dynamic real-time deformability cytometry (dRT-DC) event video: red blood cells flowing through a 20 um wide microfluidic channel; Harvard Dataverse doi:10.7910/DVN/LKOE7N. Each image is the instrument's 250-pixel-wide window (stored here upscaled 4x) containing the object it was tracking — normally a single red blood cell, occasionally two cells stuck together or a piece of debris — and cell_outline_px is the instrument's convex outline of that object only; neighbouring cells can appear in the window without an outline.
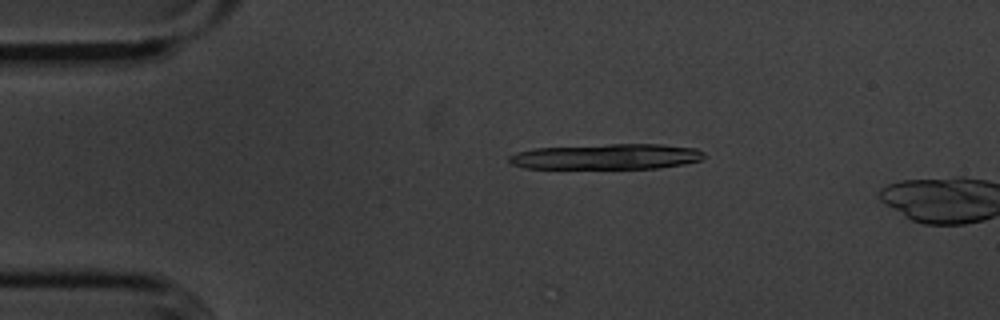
{"species": "common noctule bat (a hibernating species)", "species_latin": "Nyctalus noctula", "temperature_condition": "cold", "stored_images_in_passage": 14, "camera_frame_rate_fps": 3000, "um_per_image_px": 0.085, "animal": {"sex": "male", "body_mass_g": 20.1, "forearm_length_mm": 53.5}, "frame": {"image": 1, "passage_image": 10, "time_ms": 3.0, "image_size_px": [1000, 320], "cell_outline_px": [[704, 156], [700, 160], [684, 164], [660, 168], [524, 168], [512, 164], [508, 160], [508, 156], [516, 152], [532, 148], [608, 144], [660, 144], [696, 148], [704, 152]], "centroid_in_image_um": [51.55, 13.3], "position_along_channel_um": 33.5, "area_um2": 29.07}}